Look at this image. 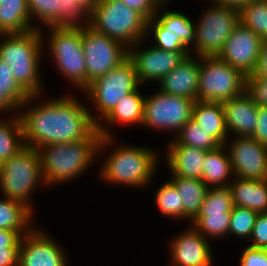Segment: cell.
<instances>
[{
	"instance_id": "6da1fadb",
	"label": "cell",
	"mask_w": 267,
	"mask_h": 266,
	"mask_svg": "<svg viewBox=\"0 0 267 266\" xmlns=\"http://www.w3.org/2000/svg\"><path fill=\"white\" fill-rule=\"evenodd\" d=\"M43 95H31L19 109L25 146L38 150L55 143L79 141L97 129L89 108L77 96L66 94L43 100ZM38 98L43 101L35 104Z\"/></svg>"
},
{
	"instance_id": "7a4b0ae2",
	"label": "cell",
	"mask_w": 267,
	"mask_h": 266,
	"mask_svg": "<svg viewBox=\"0 0 267 266\" xmlns=\"http://www.w3.org/2000/svg\"><path fill=\"white\" fill-rule=\"evenodd\" d=\"M113 137H101L96 129L89 137L79 141L55 143L38 149L42 175L48 186L67 183L90 169L100 152L115 145ZM110 145V146H109ZM107 147V148H106Z\"/></svg>"
},
{
	"instance_id": "3957f363",
	"label": "cell",
	"mask_w": 267,
	"mask_h": 266,
	"mask_svg": "<svg viewBox=\"0 0 267 266\" xmlns=\"http://www.w3.org/2000/svg\"><path fill=\"white\" fill-rule=\"evenodd\" d=\"M0 38V58L11 67L14 78L30 95L43 94L39 68L46 47L41 31L0 34Z\"/></svg>"
},
{
	"instance_id": "277c9868",
	"label": "cell",
	"mask_w": 267,
	"mask_h": 266,
	"mask_svg": "<svg viewBox=\"0 0 267 266\" xmlns=\"http://www.w3.org/2000/svg\"><path fill=\"white\" fill-rule=\"evenodd\" d=\"M116 148V149H115ZM100 165L101 180L108 184L142 188L148 186L159 166V151L132 145H116Z\"/></svg>"
},
{
	"instance_id": "5b68a950",
	"label": "cell",
	"mask_w": 267,
	"mask_h": 266,
	"mask_svg": "<svg viewBox=\"0 0 267 266\" xmlns=\"http://www.w3.org/2000/svg\"><path fill=\"white\" fill-rule=\"evenodd\" d=\"M46 187L42 175L39 151L25 146L16 155L0 165V189L2 197L18 201L32 213L31 196L38 186Z\"/></svg>"
},
{
	"instance_id": "8992f818",
	"label": "cell",
	"mask_w": 267,
	"mask_h": 266,
	"mask_svg": "<svg viewBox=\"0 0 267 266\" xmlns=\"http://www.w3.org/2000/svg\"><path fill=\"white\" fill-rule=\"evenodd\" d=\"M88 25L128 49L146 37L147 20L121 0H99Z\"/></svg>"
},
{
	"instance_id": "52a82bcc",
	"label": "cell",
	"mask_w": 267,
	"mask_h": 266,
	"mask_svg": "<svg viewBox=\"0 0 267 266\" xmlns=\"http://www.w3.org/2000/svg\"><path fill=\"white\" fill-rule=\"evenodd\" d=\"M45 29L50 30V33L47 39L43 35L44 31L41 30L42 41L44 48L48 43L46 47L54 66L72 83L71 85L83 92L86 89V61L82 46L81 26L46 27Z\"/></svg>"
},
{
	"instance_id": "ba28073f",
	"label": "cell",
	"mask_w": 267,
	"mask_h": 266,
	"mask_svg": "<svg viewBox=\"0 0 267 266\" xmlns=\"http://www.w3.org/2000/svg\"><path fill=\"white\" fill-rule=\"evenodd\" d=\"M132 60L127 57L107 74L93 80L83 91L92 104V120L98 125L127 94L140 87Z\"/></svg>"
},
{
	"instance_id": "9c48e42d",
	"label": "cell",
	"mask_w": 267,
	"mask_h": 266,
	"mask_svg": "<svg viewBox=\"0 0 267 266\" xmlns=\"http://www.w3.org/2000/svg\"><path fill=\"white\" fill-rule=\"evenodd\" d=\"M211 4L195 22L194 50H191V55L196 57L218 56L233 29L240 24L239 11L215 1Z\"/></svg>"
},
{
	"instance_id": "30bf717a",
	"label": "cell",
	"mask_w": 267,
	"mask_h": 266,
	"mask_svg": "<svg viewBox=\"0 0 267 266\" xmlns=\"http://www.w3.org/2000/svg\"><path fill=\"white\" fill-rule=\"evenodd\" d=\"M246 76L217 56L200 57L198 101L222 103L241 95Z\"/></svg>"
},
{
	"instance_id": "8fae6325",
	"label": "cell",
	"mask_w": 267,
	"mask_h": 266,
	"mask_svg": "<svg viewBox=\"0 0 267 266\" xmlns=\"http://www.w3.org/2000/svg\"><path fill=\"white\" fill-rule=\"evenodd\" d=\"M149 33L154 35L155 47L191 55L195 41V21L182 12L168 10V6L158 7L156 15L147 21L146 37Z\"/></svg>"
},
{
	"instance_id": "7c38bea8",
	"label": "cell",
	"mask_w": 267,
	"mask_h": 266,
	"mask_svg": "<svg viewBox=\"0 0 267 266\" xmlns=\"http://www.w3.org/2000/svg\"><path fill=\"white\" fill-rule=\"evenodd\" d=\"M195 100L157 91L144 98L142 127L171 131L173 138L192 118Z\"/></svg>"
},
{
	"instance_id": "4fadbf2b",
	"label": "cell",
	"mask_w": 267,
	"mask_h": 266,
	"mask_svg": "<svg viewBox=\"0 0 267 266\" xmlns=\"http://www.w3.org/2000/svg\"><path fill=\"white\" fill-rule=\"evenodd\" d=\"M81 38L86 61V88L128 57L127 47L95 31L88 24L81 26Z\"/></svg>"
},
{
	"instance_id": "5bb4252c",
	"label": "cell",
	"mask_w": 267,
	"mask_h": 266,
	"mask_svg": "<svg viewBox=\"0 0 267 266\" xmlns=\"http://www.w3.org/2000/svg\"><path fill=\"white\" fill-rule=\"evenodd\" d=\"M231 140V141H230ZM226 147L235 177L267 180V147L252 136H234Z\"/></svg>"
},
{
	"instance_id": "9a60e30c",
	"label": "cell",
	"mask_w": 267,
	"mask_h": 266,
	"mask_svg": "<svg viewBox=\"0 0 267 266\" xmlns=\"http://www.w3.org/2000/svg\"><path fill=\"white\" fill-rule=\"evenodd\" d=\"M144 40L147 41L142 39L128 49V57L134 64L141 85L150 81L159 83L188 56L186 52H169L155 46L147 48Z\"/></svg>"
},
{
	"instance_id": "2e32d148",
	"label": "cell",
	"mask_w": 267,
	"mask_h": 266,
	"mask_svg": "<svg viewBox=\"0 0 267 266\" xmlns=\"http://www.w3.org/2000/svg\"><path fill=\"white\" fill-rule=\"evenodd\" d=\"M262 43L256 33L240 23L233 29L217 57L247 76L254 73L258 66Z\"/></svg>"
},
{
	"instance_id": "e0dca14e",
	"label": "cell",
	"mask_w": 267,
	"mask_h": 266,
	"mask_svg": "<svg viewBox=\"0 0 267 266\" xmlns=\"http://www.w3.org/2000/svg\"><path fill=\"white\" fill-rule=\"evenodd\" d=\"M35 225L20 241L18 266H68L65 250Z\"/></svg>"
},
{
	"instance_id": "ac0fdd59",
	"label": "cell",
	"mask_w": 267,
	"mask_h": 266,
	"mask_svg": "<svg viewBox=\"0 0 267 266\" xmlns=\"http://www.w3.org/2000/svg\"><path fill=\"white\" fill-rule=\"evenodd\" d=\"M31 20H37L35 29L41 26H83L89 22V14L76 0H27ZM83 23V24H82Z\"/></svg>"
},
{
	"instance_id": "d6986e66",
	"label": "cell",
	"mask_w": 267,
	"mask_h": 266,
	"mask_svg": "<svg viewBox=\"0 0 267 266\" xmlns=\"http://www.w3.org/2000/svg\"><path fill=\"white\" fill-rule=\"evenodd\" d=\"M184 230L172 238L169 245L171 266H212L210 240L191 225Z\"/></svg>"
},
{
	"instance_id": "ffe728a7",
	"label": "cell",
	"mask_w": 267,
	"mask_h": 266,
	"mask_svg": "<svg viewBox=\"0 0 267 266\" xmlns=\"http://www.w3.org/2000/svg\"><path fill=\"white\" fill-rule=\"evenodd\" d=\"M229 137L252 136L258 123V105L244 91L241 95L221 103Z\"/></svg>"
},
{
	"instance_id": "44dd1931",
	"label": "cell",
	"mask_w": 267,
	"mask_h": 266,
	"mask_svg": "<svg viewBox=\"0 0 267 266\" xmlns=\"http://www.w3.org/2000/svg\"><path fill=\"white\" fill-rule=\"evenodd\" d=\"M200 74V57L188 55L165 75L159 84V91L166 94L197 100Z\"/></svg>"
},
{
	"instance_id": "7402d4cb",
	"label": "cell",
	"mask_w": 267,
	"mask_h": 266,
	"mask_svg": "<svg viewBox=\"0 0 267 266\" xmlns=\"http://www.w3.org/2000/svg\"><path fill=\"white\" fill-rule=\"evenodd\" d=\"M144 98L139 87L124 96L116 107L97 125V130L101 137H113L109 126L111 125H135L142 126Z\"/></svg>"
},
{
	"instance_id": "603a6c76",
	"label": "cell",
	"mask_w": 267,
	"mask_h": 266,
	"mask_svg": "<svg viewBox=\"0 0 267 266\" xmlns=\"http://www.w3.org/2000/svg\"><path fill=\"white\" fill-rule=\"evenodd\" d=\"M207 152L187 145H167L164 160L171 177L201 179Z\"/></svg>"
},
{
	"instance_id": "cb8c5ba5",
	"label": "cell",
	"mask_w": 267,
	"mask_h": 266,
	"mask_svg": "<svg viewBox=\"0 0 267 266\" xmlns=\"http://www.w3.org/2000/svg\"><path fill=\"white\" fill-rule=\"evenodd\" d=\"M229 188L234 206L249 208L257 213H267V180L234 177Z\"/></svg>"
},
{
	"instance_id": "d4e9b609",
	"label": "cell",
	"mask_w": 267,
	"mask_h": 266,
	"mask_svg": "<svg viewBox=\"0 0 267 266\" xmlns=\"http://www.w3.org/2000/svg\"><path fill=\"white\" fill-rule=\"evenodd\" d=\"M192 119L221 145L226 143L229 135L226 130L224 109L221 103L196 100L192 109Z\"/></svg>"
},
{
	"instance_id": "484cf974",
	"label": "cell",
	"mask_w": 267,
	"mask_h": 266,
	"mask_svg": "<svg viewBox=\"0 0 267 266\" xmlns=\"http://www.w3.org/2000/svg\"><path fill=\"white\" fill-rule=\"evenodd\" d=\"M234 177L229 153L224 145L206 153L201 180L209 188L229 187Z\"/></svg>"
},
{
	"instance_id": "4316f807",
	"label": "cell",
	"mask_w": 267,
	"mask_h": 266,
	"mask_svg": "<svg viewBox=\"0 0 267 266\" xmlns=\"http://www.w3.org/2000/svg\"><path fill=\"white\" fill-rule=\"evenodd\" d=\"M35 29L27 0H4L0 4V34L24 33Z\"/></svg>"
},
{
	"instance_id": "83f0119b",
	"label": "cell",
	"mask_w": 267,
	"mask_h": 266,
	"mask_svg": "<svg viewBox=\"0 0 267 266\" xmlns=\"http://www.w3.org/2000/svg\"><path fill=\"white\" fill-rule=\"evenodd\" d=\"M31 95L19 84L9 67L0 58V112L15 114Z\"/></svg>"
},
{
	"instance_id": "f1b7e54d",
	"label": "cell",
	"mask_w": 267,
	"mask_h": 266,
	"mask_svg": "<svg viewBox=\"0 0 267 266\" xmlns=\"http://www.w3.org/2000/svg\"><path fill=\"white\" fill-rule=\"evenodd\" d=\"M169 181L182 196L183 221L191 222L199 213L209 187L201 179L170 177Z\"/></svg>"
},
{
	"instance_id": "f546056e",
	"label": "cell",
	"mask_w": 267,
	"mask_h": 266,
	"mask_svg": "<svg viewBox=\"0 0 267 266\" xmlns=\"http://www.w3.org/2000/svg\"><path fill=\"white\" fill-rule=\"evenodd\" d=\"M33 221V213L22 203L0 198V229L15 230L23 236L35 227Z\"/></svg>"
},
{
	"instance_id": "4dcf8cb0",
	"label": "cell",
	"mask_w": 267,
	"mask_h": 266,
	"mask_svg": "<svg viewBox=\"0 0 267 266\" xmlns=\"http://www.w3.org/2000/svg\"><path fill=\"white\" fill-rule=\"evenodd\" d=\"M6 116L9 119L0 120V165L25 147L19 115L16 113Z\"/></svg>"
},
{
	"instance_id": "1f68e13d",
	"label": "cell",
	"mask_w": 267,
	"mask_h": 266,
	"mask_svg": "<svg viewBox=\"0 0 267 266\" xmlns=\"http://www.w3.org/2000/svg\"><path fill=\"white\" fill-rule=\"evenodd\" d=\"M167 145H187L206 151L222 146L213 136L206 133L192 118L182 127L179 133Z\"/></svg>"
},
{
	"instance_id": "d6a6232c",
	"label": "cell",
	"mask_w": 267,
	"mask_h": 266,
	"mask_svg": "<svg viewBox=\"0 0 267 266\" xmlns=\"http://www.w3.org/2000/svg\"><path fill=\"white\" fill-rule=\"evenodd\" d=\"M154 199L162 215L172 220H183L182 196L169 180L160 185L155 192Z\"/></svg>"
},
{
	"instance_id": "836d02e7",
	"label": "cell",
	"mask_w": 267,
	"mask_h": 266,
	"mask_svg": "<svg viewBox=\"0 0 267 266\" xmlns=\"http://www.w3.org/2000/svg\"><path fill=\"white\" fill-rule=\"evenodd\" d=\"M240 23L267 40V0L254 1L240 11Z\"/></svg>"
},
{
	"instance_id": "e575fe53",
	"label": "cell",
	"mask_w": 267,
	"mask_h": 266,
	"mask_svg": "<svg viewBox=\"0 0 267 266\" xmlns=\"http://www.w3.org/2000/svg\"><path fill=\"white\" fill-rule=\"evenodd\" d=\"M234 207L229 187L209 188L197 216L231 214Z\"/></svg>"
},
{
	"instance_id": "d590c367",
	"label": "cell",
	"mask_w": 267,
	"mask_h": 266,
	"mask_svg": "<svg viewBox=\"0 0 267 266\" xmlns=\"http://www.w3.org/2000/svg\"><path fill=\"white\" fill-rule=\"evenodd\" d=\"M231 214L196 216L191 224L203 237L221 239L228 237Z\"/></svg>"
},
{
	"instance_id": "8d00e7d4",
	"label": "cell",
	"mask_w": 267,
	"mask_h": 266,
	"mask_svg": "<svg viewBox=\"0 0 267 266\" xmlns=\"http://www.w3.org/2000/svg\"><path fill=\"white\" fill-rule=\"evenodd\" d=\"M257 214L249 208L234 206L231 211L228 236L249 241Z\"/></svg>"
},
{
	"instance_id": "74e56055",
	"label": "cell",
	"mask_w": 267,
	"mask_h": 266,
	"mask_svg": "<svg viewBox=\"0 0 267 266\" xmlns=\"http://www.w3.org/2000/svg\"><path fill=\"white\" fill-rule=\"evenodd\" d=\"M245 91L258 106L267 107V79L254 73L247 75Z\"/></svg>"
},
{
	"instance_id": "f35d334b",
	"label": "cell",
	"mask_w": 267,
	"mask_h": 266,
	"mask_svg": "<svg viewBox=\"0 0 267 266\" xmlns=\"http://www.w3.org/2000/svg\"><path fill=\"white\" fill-rule=\"evenodd\" d=\"M248 246L267 249V213H258L250 236Z\"/></svg>"
},
{
	"instance_id": "ab89813d",
	"label": "cell",
	"mask_w": 267,
	"mask_h": 266,
	"mask_svg": "<svg viewBox=\"0 0 267 266\" xmlns=\"http://www.w3.org/2000/svg\"><path fill=\"white\" fill-rule=\"evenodd\" d=\"M239 266H267V249L245 247L241 252Z\"/></svg>"
},
{
	"instance_id": "60d3db41",
	"label": "cell",
	"mask_w": 267,
	"mask_h": 266,
	"mask_svg": "<svg viewBox=\"0 0 267 266\" xmlns=\"http://www.w3.org/2000/svg\"><path fill=\"white\" fill-rule=\"evenodd\" d=\"M129 8L140 13L147 21L152 19L156 13L158 7L152 0H121Z\"/></svg>"
},
{
	"instance_id": "b9f144b4",
	"label": "cell",
	"mask_w": 267,
	"mask_h": 266,
	"mask_svg": "<svg viewBox=\"0 0 267 266\" xmlns=\"http://www.w3.org/2000/svg\"><path fill=\"white\" fill-rule=\"evenodd\" d=\"M258 123L252 137L267 147V107L258 106Z\"/></svg>"
},
{
	"instance_id": "7bdbcfd3",
	"label": "cell",
	"mask_w": 267,
	"mask_h": 266,
	"mask_svg": "<svg viewBox=\"0 0 267 266\" xmlns=\"http://www.w3.org/2000/svg\"><path fill=\"white\" fill-rule=\"evenodd\" d=\"M21 238L18 231L0 229V248H20Z\"/></svg>"
},
{
	"instance_id": "ee69618b",
	"label": "cell",
	"mask_w": 267,
	"mask_h": 266,
	"mask_svg": "<svg viewBox=\"0 0 267 266\" xmlns=\"http://www.w3.org/2000/svg\"><path fill=\"white\" fill-rule=\"evenodd\" d=\"M19 248H0V266H18Z\"/></svg>"
},
{
	"instance_id": "f6af8a7d",
	"label": "cell",
	"mask_w": 267,
	"mask_h": 266,
	"mask_svg": "<svg viewBox=\"0 0 267 266\" xmlns=\"http://www.w3.org/2000/svg\"><path fill=\"white\" fill-rule=\"evenodd\" d=\"M254 74L261 78L267 79V40H263L259 56V63L254 71Z\"/></svg>"
},
{
	"instance_id": "bcb514c9",
	"label": "cell",
	"mask_w": 267,
	"mask_h": 266,
	"mask_svg": "<svg viewBox=\"0 0 267 266\" xmlns=\"http://www.w3.org/2000/svg\"><path fill=\"white\" fill-rule=\"evenodd\" d=\"M254 1L261 0H215L216 3L225 5L229 8L235 9L237 11H241L246 5Z\"/></svg>"
},
{
	"instance_id": "7dc6e473",
	"label": "cell",
	"mask_w": 267,
	"mask_h": 266,
	"mask_svg": "<svg viewBox=\"0 0 267 266\" xmlns=\"http://www.w3.org/2000/svg\"><path fill=\"white\" fill-rule=\"evenodd\" d=\"M99 0H76V2L89 14L95 6L98 4Z\"/></svg>"
},
{
	"instance_id": "c3c4849f",
	"label": "cell",
	"mask_w": 267,
	"mask_h": 266,
	"mask_svg": "<svg viewBox=\"0 0 267 266\" xmlns=\"http://www.w3.org/2000/svg\"><path fill=\"white\" fill-rule=\"evenodd\" d=\"M152 1L157 7H165L168 6L167 3L168 1L170 2L171 0H152Z\"/></svg>"
}]
</instances>
